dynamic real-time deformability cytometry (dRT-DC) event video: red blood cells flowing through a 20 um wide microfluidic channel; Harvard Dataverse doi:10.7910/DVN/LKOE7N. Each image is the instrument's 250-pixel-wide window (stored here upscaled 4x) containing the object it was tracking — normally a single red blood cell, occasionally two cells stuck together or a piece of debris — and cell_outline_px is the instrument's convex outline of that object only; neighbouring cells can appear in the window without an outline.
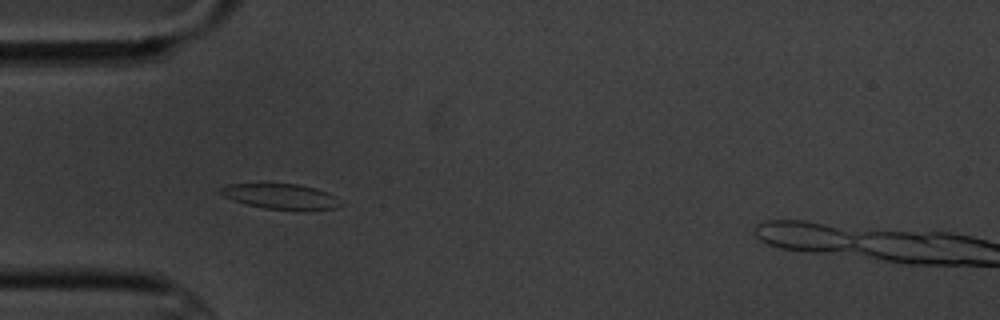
{"species": "common noctule bat (a hibernating species)", "species_latin": "Nyctalus noctula", "temperature_condition": "cold", "stored_images_in_passage": 5, "camera_frame_rate_fps": 3000, "um_per_image_px": 0.085, "animal": {"sex": "male", "body_mass_g": 20.1, "forearm_length_mm": 53.5}, "frame": {"image": 1, "passage_image": 4, "time_ms": 3.333, "image_size_px": [1000, 320], "cell_outline_px": [[344, 204], [336, 208], [264, 208], [248, 204], [224, 196], [216, 192], [220, 188], [228, 184], [300, 184], [316, 188], [328, 192], [336, 196]], "centroid_in_image_um": [23.87, 16.66], "position_along_channel_um": 61.1, "area_um2": 17.11}}
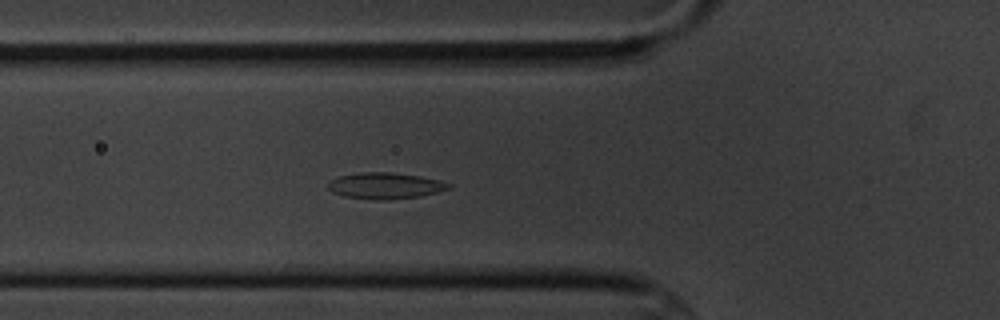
{"frame": {"image": 2, "passage_image": 5, "time_ms": 4.333, "image_size_px": [1000, 320], "cell_outline_px": [[452, 188], [420, 196], [388, 200], [372, 200], [344, 196], [332, 192], [328, 188], [328, 184], [332, 180], [340, 176], [360, 172], [392, 172], [420, 176], [440, 180], [452, 184]], "centroid_in_image_um": [32.77, 15.79], "position_along_channel_um": 93.0, "area_um2": 18.5}}